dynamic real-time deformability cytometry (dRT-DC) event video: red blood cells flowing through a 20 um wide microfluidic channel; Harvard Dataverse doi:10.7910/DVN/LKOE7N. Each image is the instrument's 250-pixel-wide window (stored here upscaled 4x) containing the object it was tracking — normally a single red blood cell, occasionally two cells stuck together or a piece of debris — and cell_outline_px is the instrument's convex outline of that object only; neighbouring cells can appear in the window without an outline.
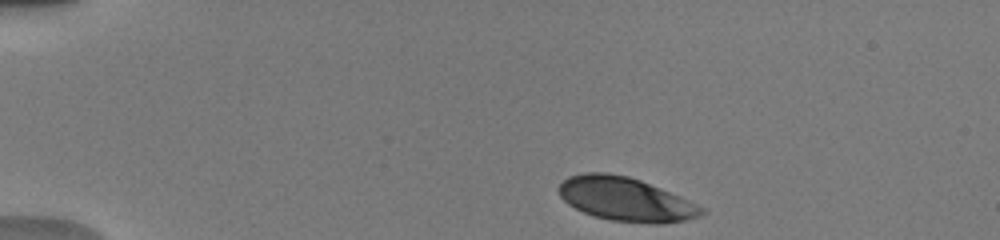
{"species": "human", "species_latin": "Homo sapiens", "temperature_condition": "warm", "stored_images_in_passage": 13, "camera_frame_rate_fps": 3000, "um_per_image_px": 0.085, "donor": {"sex": "male"}, "frame": {"image": 1, "passage_image": 1, "time_ms": 0.0, "image_size_px": [1000, 240], "cell_outline_px": [[704, 212], [700, 216], [684, 220], [660, 224], [656, 224], [612, 220], [596, 216], [584, 212], [568, 204], [560, 196], [556, 188], [568, 176], [584, 172], [608, 172], [628, 176], [640, 180], [680, 196], [704, 208]], "centroid_in_image_um": [53.14, 16.92], "position_along_channel_um": 31.9, "area_um2": 36.18}}